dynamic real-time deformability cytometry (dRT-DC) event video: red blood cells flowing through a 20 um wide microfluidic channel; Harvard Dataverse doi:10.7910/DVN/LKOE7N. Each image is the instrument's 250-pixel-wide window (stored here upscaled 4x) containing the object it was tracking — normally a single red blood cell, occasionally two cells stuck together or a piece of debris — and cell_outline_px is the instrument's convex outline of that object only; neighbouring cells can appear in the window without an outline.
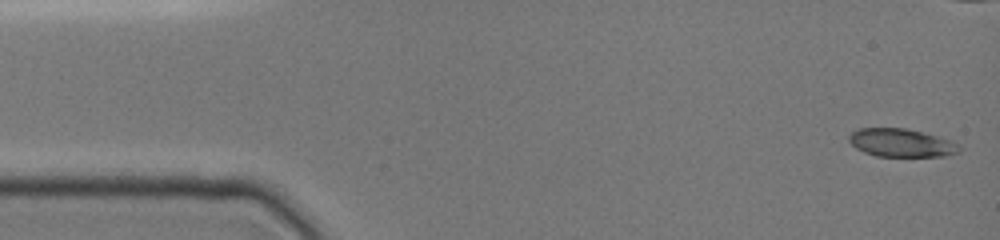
{"species": "common noctule bat (a hibernating species)", "species_latin": "Nyctalus noctula", "temperature_condition": "cold", "stored_images_in_passage": 38, "camera_frame_rate_fps": 3000, "um_per_image_px": 0.085, "animal": {"sex": "female", "body_mass_g": 19.0, "forearm_length_mm": 51.5}, "frame": {"image": 1, "passage_image": 1, "time_ms": 0.0, "image_size_px": [1000, 240], "cell_outline_px": [[960, 152], [948, 156], [876, 156], [864, 152], [856, 148], [848, 140], [848, 136], [856, 128], [904, 128], [924, 132], [952, 140], [960, 148]], "centroid_in_image_um": [76.61, 12.13], "position_along_channel_um": 8.4, "area_um2": 18.21}}
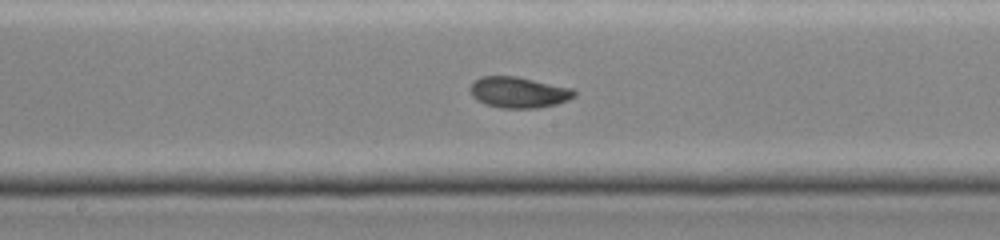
{"frame": {"image": 2, "passage_image": 20, "time_ms": 8.0, "image_size_px": [1000, 240], "cell_outline_px": [[576, 96], [568, 100], [556, 104], [536, 108], [500, 108], [484, 104], [476, 100], [472, 96], [468, 88], [480, 76], [516, 76], [572, 88], [576, 92]], "centroid_in_image_um": [44.06, 7.85], "position_along_channel_um": 204.1, "area_um2": 18.9}}
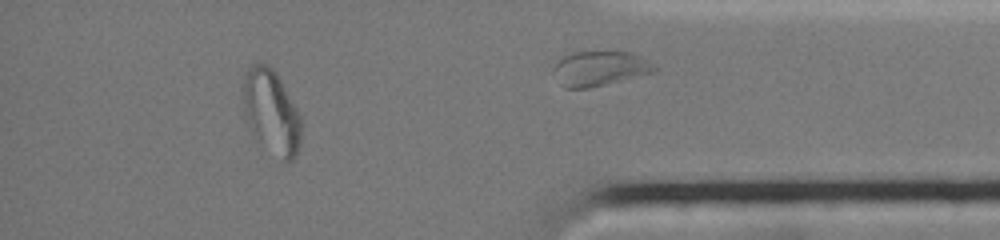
{"frame": {"image": 3, "passage_image": 34, "time_ms": 14.0, "image_size_px": [1000, 240], "cell_outline_px": [[300, 144], [296, 156], [292, 160], [284, 160], [256, 140], [252, 136], [240, 108], [240, 84], [248, 68], [252, 64], [268, 64], [276, 72], [296, 108], [300, 116]], "centroid_in_image_um": [22.96, 9.47], "position_along_channel_um": 412.2, "area_um2": 29.19}, "authors_computed_cell_mechanics": {"area_um2": 19.074, "velocity_mm_per_s": 3.8692, "shape_relaxation_time_tau1_ms": null, "shape_relaxation_time_tau2_ms": 1.7426, "deformation_change_tau1": null, "deformation_change_tau2": 0.0438}}